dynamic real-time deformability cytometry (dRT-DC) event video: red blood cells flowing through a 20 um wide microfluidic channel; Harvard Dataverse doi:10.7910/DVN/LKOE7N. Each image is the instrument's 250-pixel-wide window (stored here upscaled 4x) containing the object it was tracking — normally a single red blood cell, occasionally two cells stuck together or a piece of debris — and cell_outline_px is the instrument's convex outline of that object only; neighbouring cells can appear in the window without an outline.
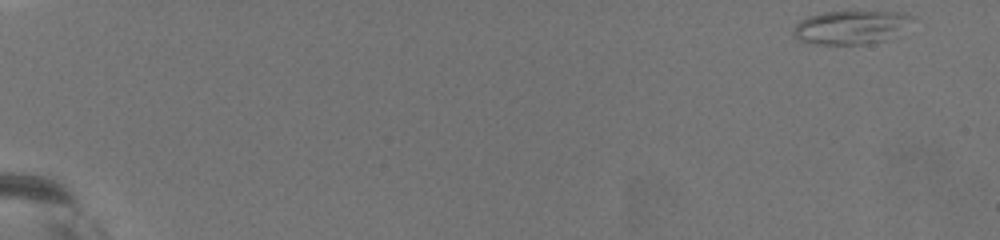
{"species": "common noctule bat (a hibernating species)", "species_latin": "Nyctalus noctula", "temperature_condition": "warm", "stored_images_in_passage": 54, "camera_frame_rate_fps": 3000, "um_per_image_px": 0.085, "animal": {"sex": "female", "body_mass_g": 19.5, "forearm_length_mm": 54.1}, "frame": {"image": 1, "passage_image": 1, "time_ms": 0.0, "image_size_px": [1000, 240], "cell_outline_px": [[912, 16], [888, 40], [864, 44], [816, 44], [796, 40], [796, 24], [800, 20], [808, 16], [824, 12], [904, 12]], "centroid_in_image_um": [72.24, 2.32], "position_along_channel_um": 12.8, "area_um2": 22.43}}
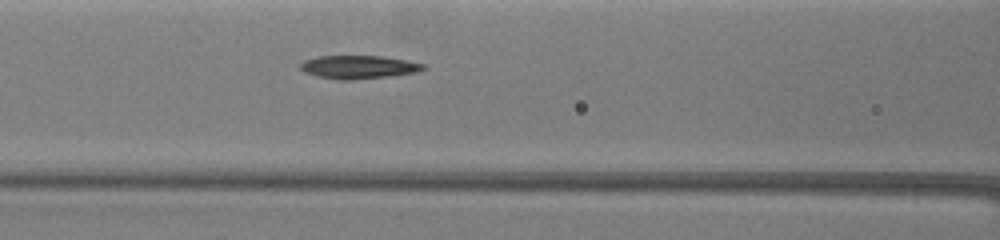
{"frame": {"image": 2, "passage_image": 31, "time_ms": 10.0, "image_size_px": [1000, 240], "cell_outline_px": [[424, 68], [416, 72], [392, 76], [352, 80], [340, 80], [316, 76], [304, 72], [300, 68], [300, 64], [304, 60], [316, 56], [384, 56], [408, 60], [424, 64]], "centroid_in_image_um": [30.46, 5.7], "position_along_channel_um": 136.1, "area_um2": 16.76}}
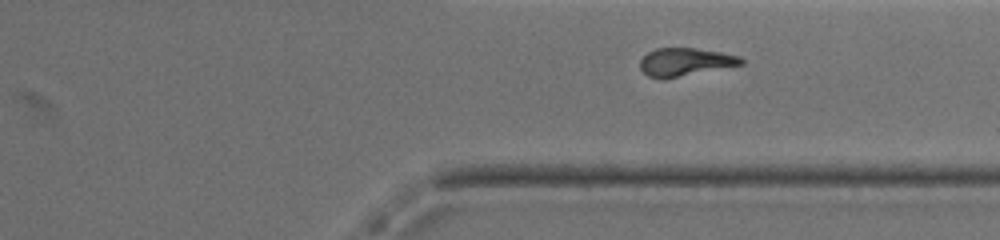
{"frame": {"image": 3, "passage_image": 52, "time_ms": 17.0, "image_size_px": [1000, 240], "cell_outline_px": [[744, 64], [664, 80], [660, 80], [648, 76], [640, 68], [640, 60], [648, 52], [656, 48], [696, 48], [720, 52], [740, 56], [744, 60]], "centroid_in_image_um": [58.23, 5.28], "position_along_channel_um": 353.2, "area_um2": 16.7}, "authors_computed_cell_mechanics": {"area_um2": 17.5712, "velocity_mm_per_s": 3.1046, "shape_relaxation_time_tau1_ms": null, "shape_relaxation_time_tau2_ms": 10.2226, "deformation_change_tau1": null, "deformation_change_tau2": 0.1938}}